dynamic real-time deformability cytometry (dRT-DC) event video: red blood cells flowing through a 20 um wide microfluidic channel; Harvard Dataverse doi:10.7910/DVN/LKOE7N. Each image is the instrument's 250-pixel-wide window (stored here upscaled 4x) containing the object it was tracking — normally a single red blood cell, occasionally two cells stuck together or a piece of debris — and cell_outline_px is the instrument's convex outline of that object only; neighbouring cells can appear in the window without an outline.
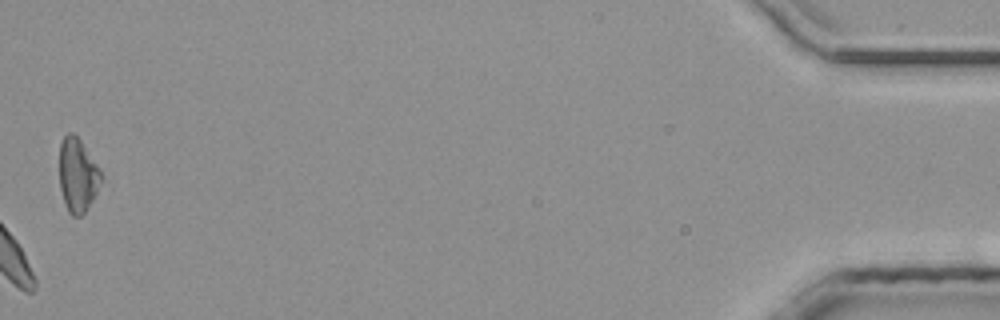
{"species": "common noctule bat (a hibernating species)", "species_latin": "Nyctalus noctula", "temperature_condition": "room temperature", "stored_images_in_passage": 38, "camera_frame_rate_fps": 3000, "um_per_image_px": 0.085, "animal": {"sex": "male", "body_mass_g": 20.4}, "frame": {"image": 1, "passage_image": 38, "time_ms": 12.333, "image_size_px": [1000, 320], "cell_outline_px": [[100, 180], [96, 192], [92, 200], [84, 212], [80, 216], [72, 216], [68, 212], [60, 188], [60, 144], [64, 136], [68, 132], [72, 132], [80, 140], [100, 168]], "centroid_in_image_um": [6.58, 14.87], "position_along_channel_um": 428.6, "area_um2": 17.51}}